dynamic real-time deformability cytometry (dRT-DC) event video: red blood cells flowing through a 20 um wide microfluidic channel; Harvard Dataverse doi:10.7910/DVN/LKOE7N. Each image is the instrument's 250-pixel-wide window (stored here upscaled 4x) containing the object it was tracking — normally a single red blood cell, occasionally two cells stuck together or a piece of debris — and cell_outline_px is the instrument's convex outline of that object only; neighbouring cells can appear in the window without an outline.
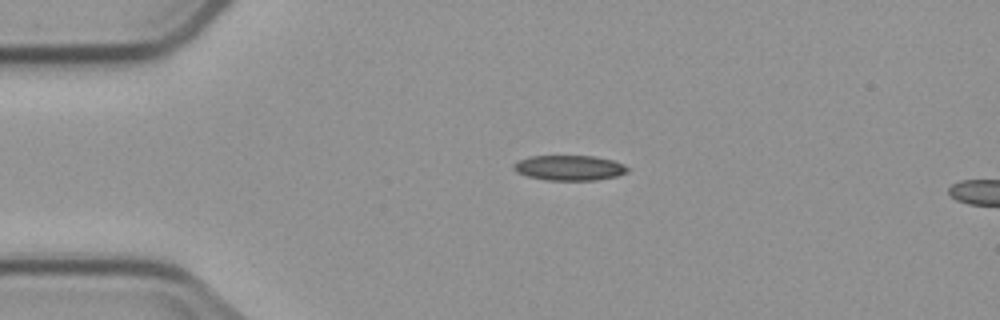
{"species": "common noctule bat (a hibernating species)", "species_latin": "Nyctalus noctula", "temperature_condition": "cold", "stored_images_in_passage": 5, "camera_frame_rate_fps": 3000, "um_per_image_px": 0.085, "animal": {"sex": "male", "body_mass_g": 23.1, "forearm_length_mm": 52.7}, "frame": {"image": 1, "passage_image": 4, "time_ms": 3.667, "image_size_px": [1000, 320], "cell_outline_px": [[628, 172], [616, 176], [596, 180], [544, 180], [528, 176], [516, 172], [512, 168], [512, 164], [528, 156], [596, 156], [612, 160], [624, 164], [628, 168]], "centroid_in_image_um": [48.38, 14.26], "position_along_channel_um": 36.6, "area_um2": 16.76}}